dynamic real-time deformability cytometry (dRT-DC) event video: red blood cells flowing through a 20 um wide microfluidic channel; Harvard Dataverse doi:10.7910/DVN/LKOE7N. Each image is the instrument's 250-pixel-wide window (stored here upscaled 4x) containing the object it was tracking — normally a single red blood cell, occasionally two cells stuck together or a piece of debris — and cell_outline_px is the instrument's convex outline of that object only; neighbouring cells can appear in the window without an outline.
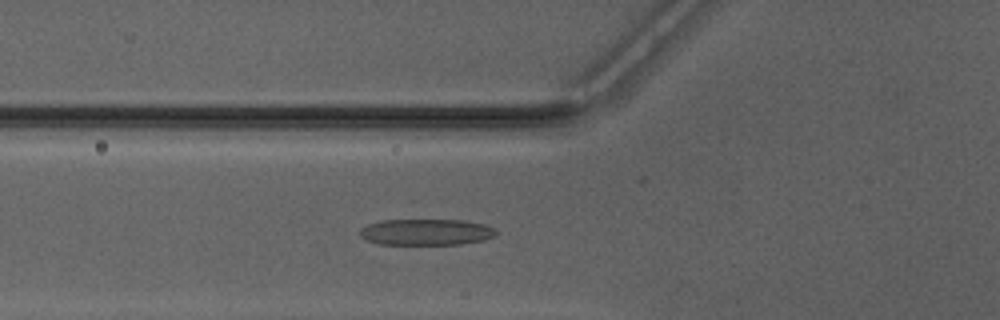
{"species": "Egyptian fruit bat (a non-hibernating species)", "species_latin": "Rousettus aegyptiacus", "temperature_condition": "warm", "stored_images_in_passage": 50, "camera_frame_rate_fps": 3000, "um_per_image_px": 0.085, "animal": {"sex": "male"}, "frame": {"image": 1, "passage_image": 19, "time_ms": 6.0, "image_size_px": [1000, 320], "cell_outline_px": [[496, 236], [484, 240], [460, 244], [380, 244], [364, 240], [360, 236], [360, 228], [368, 224], [384, 220], [464, 220], [484, 224], [496, 228]], "centroid_in_image_um": [36.23, 19.72], "position_along_channel_um": 89.6, "area_um2": 20.92}}
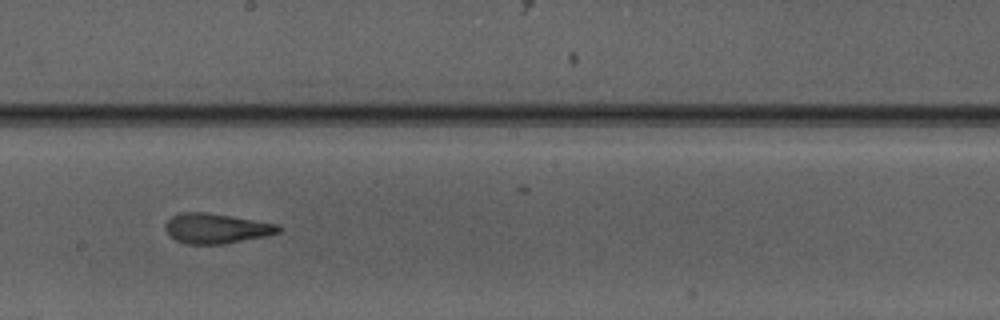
{"frame": {"image": 2, "passage_image": 29, "time_ms": 9.333, "image_size_px": [1000, 320], "cell_outline_px": [[284, 228], [280, 232], [264, 236], [224, 244], [184, 244], [176, 240], [164, 228], [164, 224], [172, 216], [180, 212], [204, 212], [280, 224]], "centroid_in_image_um": [18.4, 19.41], "position_along_channel_um": 229.8, "area_um2": 19.77}}
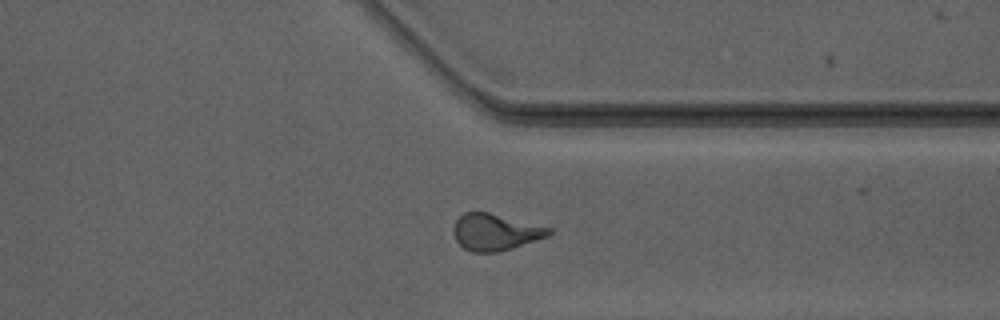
{"frame": {"image": 3, "passage_image": 39, "time_ms": 12.667, "image_size_px": [1000, 320], "cell_outline_px": [[552, 232], [548, 236], [500, 252], [472, 252], [464, 248], [456, 240], [452, 232], [452, 228], [456, 220], [464, 212], [488, 212], [552, 228]], "centroid_in_image_um": [42.08, 19.73], "position_along_channel_um": 369.3, "area_um2": 20.29}, "authors_computed_cell_mechanics": {"area_um2": 20.2878, "velocity_mm_per_s": 4.1926, "shape_relaxation_time_tau1_ms": 4.9141, "shape_relaxation_time_tau2_ms": 1.1976, "deformation_change_tau1": 0.2007, "deformation_change_tau2": 0.1149}}